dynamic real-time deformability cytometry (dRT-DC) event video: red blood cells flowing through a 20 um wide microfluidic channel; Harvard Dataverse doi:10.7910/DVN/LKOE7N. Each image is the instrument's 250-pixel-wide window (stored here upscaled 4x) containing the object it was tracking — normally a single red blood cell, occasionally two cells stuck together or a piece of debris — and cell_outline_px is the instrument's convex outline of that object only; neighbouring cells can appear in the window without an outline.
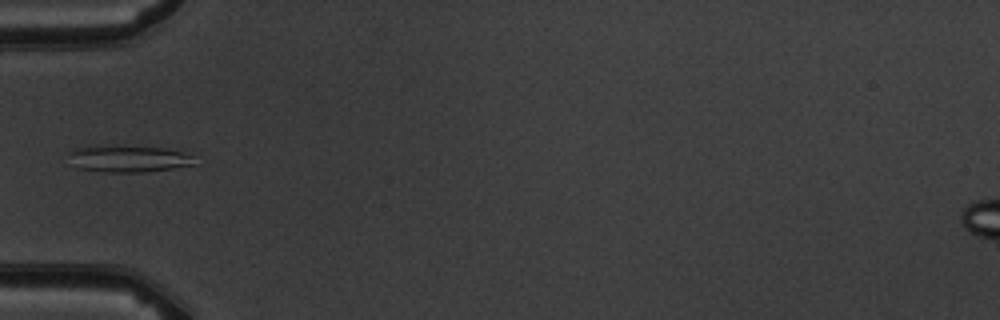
{"species": "common noctule bat (a hibernating species)", "species_latin": "Nyctalus noctula", "temperature_condition": "warm", "stored_images_in_passage": 6, "camera_frame_rate_fps": 3000, "um_per_image_px": 0.085, "animal": {"sex": "male", "body_mass_g": 19.5, "forearm_length_mm": 54.6}, "frame": {"image": 1, "passage_image": 6, "time_ms": 5.667, "image_size_px": [1000, 320], "cell_outline_px": [[192, 164], [172, 168], [144, 172], [104, 172], [76, 168], [68, 152], [76, 148], [116, 144], [164, 148], [180, 152], [192, 156]], "centroid_in_image_um": [10.84, 13.48], "position_along_channel_um": 74.2, "area_um2": 19.54}}